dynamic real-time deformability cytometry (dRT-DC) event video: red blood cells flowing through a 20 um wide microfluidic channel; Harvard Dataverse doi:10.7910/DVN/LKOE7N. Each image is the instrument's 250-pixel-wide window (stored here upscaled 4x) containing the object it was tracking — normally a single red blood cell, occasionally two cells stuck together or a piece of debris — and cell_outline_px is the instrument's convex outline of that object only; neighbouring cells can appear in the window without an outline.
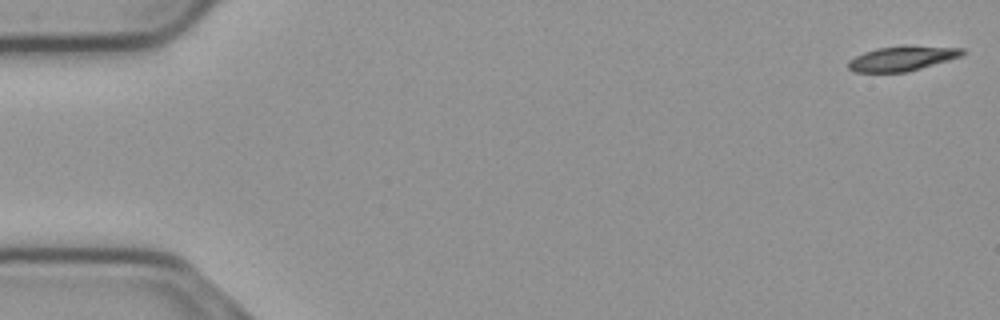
{"species": "common noctule bat (a hibernating species)", "species_latin": "Nyctalus noctula", "temperature_condition": "cold", "stored_images_in_passage": 55, "camera_frame_rate_fps": 3000, "um_per_image_px": 0.085, "animal": {"sex": "male", "body_mass_g": 23.1, "forearm_length_mm": 52.7}, "frame": {"image": 1, "passage_image": 1, "time_ms": 0.0, "image_size_px": [1000, 320], "cell_outline_px": [[964, 52], [960, 56], [908, 72], [856, 72], [848, 68], [848, 60], [864, 52], [876, 48], [964, 48]], "centroid_in_image_um": [76.57, 5.02], "position_along_channel_um": 8.4, "area_um2": 15.37}}
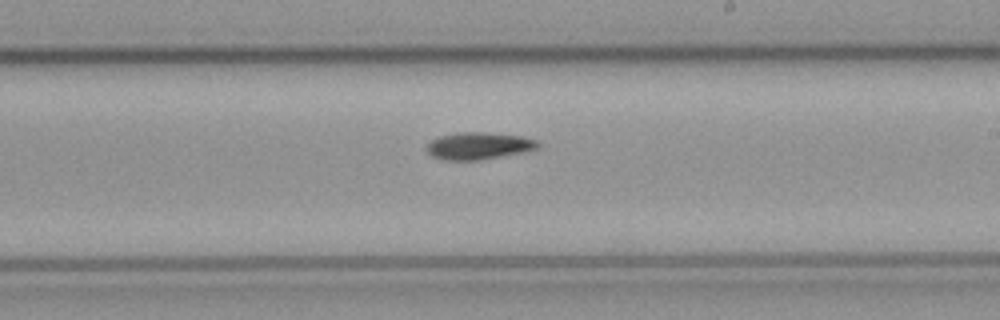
{"frame": {"image": 2, "passage_image": 32, "time_ms": 10.333, "image_size_px": [1000, 320], "cell_outline_px": [[540, 144], [536, 148], [524, 152], [480, 160], [440, 160], [432, 156], [424, 148], [432, 140], [440, 136], [456, 132], [488, 132], [520, 136], [536, 140]], "centroid_in_image_um": [40.64, 12.4], "position_along_channel_um": 248.4, "area_um2": 17.63}}
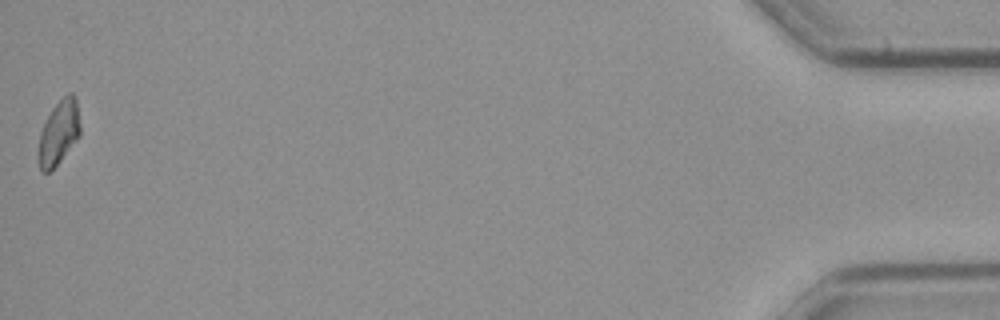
{"frame": {"image": 3, "passage_image": 55, "time_ms": 18.0, "image_size_px": [1000, 320], "cell_outline_px": [[80, 136], [60, 160], [48, 172], [44, 172], [40, 168], [36, 156], [40, 132], [52, 108], [68, 92], [72, 92], [76, 100], [80, 124]], "centroid_in_image_um": [4.98, 11.27], "position_along_channel_um": 430.2, "area_um2": 15.55}, "authors_computed_cell_mechanics": {"area_um2": 17.1088, "velocity_mm_per_s": 3.7084, "shape_relaxation_time_tau1_ms": 4.712, "shape_relaxation_time_tau2_ms": null, "deformation_change_tau1": 0.1182, "deformation_change_tau2": null}}